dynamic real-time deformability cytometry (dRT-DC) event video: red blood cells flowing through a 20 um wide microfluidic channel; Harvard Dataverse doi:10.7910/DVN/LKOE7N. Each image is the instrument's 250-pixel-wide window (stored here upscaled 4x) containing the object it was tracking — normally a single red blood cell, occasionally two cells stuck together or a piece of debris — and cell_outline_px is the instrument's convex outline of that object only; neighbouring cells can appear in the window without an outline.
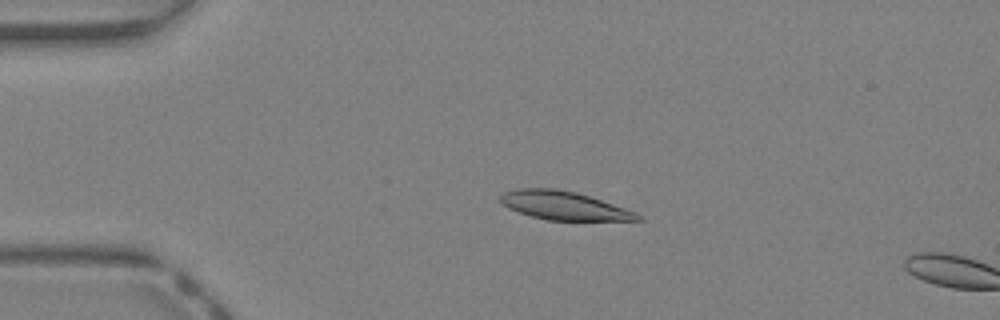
{"species": "Egyptian fruit bat (a non-hibernating species)", "species_latin": "Rousettus aegyptiacus", "temperature_condition": "warm", "stored_images_in_passage": 12, "camera_frame_rate_fps": 3000, "um_per_image_px": 0.085, "animal": {"sex": "female"}, "frame": {"image": 1, "passage_image": 9, "time_ms": 2.667, "image_size_px": [1000, 320], "cell_outline_px": [[644, 220], [548, 220], [532, 216], [508, 208], [500, 200], [500, 196], [504, 192], [516, 188], [556, 188], [576, 192], [636, 212], [644, 216]], "centroid_in_image_um": [47.93, 17.47], "position_along_channel_um": 37.1, "area_um2": 22.54}}